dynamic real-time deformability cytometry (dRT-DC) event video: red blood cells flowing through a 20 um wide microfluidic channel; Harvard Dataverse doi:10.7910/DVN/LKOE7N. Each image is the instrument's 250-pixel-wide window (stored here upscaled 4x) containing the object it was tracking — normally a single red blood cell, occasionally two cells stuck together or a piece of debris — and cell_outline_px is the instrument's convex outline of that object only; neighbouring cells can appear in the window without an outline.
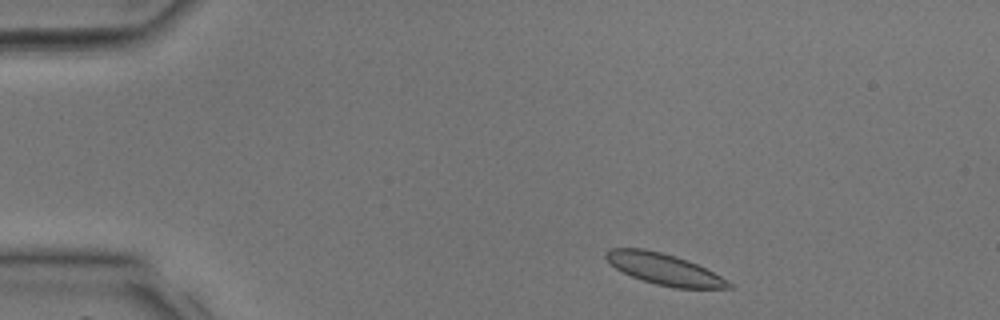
{"species": "common noctule bat (a hibernating species)", "species_latin": "Nyctalus noctula", "temperature_condition": "room temperature", "stored_images_in_passage": 18, "camera_frame_rate_fps": 3000, "um_per_image_px": 0.085, "animal": {"sex": "male", "body_mass_g": 17.9, "forearm_length_mm": 54.2}, "frame": {"image": 1, "passage_image": 2, "time_ms": 0.333, "image_size_px": [1000, 320], "cell_outline_px": [[736, 288], [676, 288], [656, 284], [632, 276], [616, 268], [604, 256], [604, 252], [608, 248], [644, 248], [676, 256], [688, 260], [736, 284]], "centroid_in_image_um": [56.48, 22.87], "position_along_channel_um": 28.5, "area_um2": 22.2}}
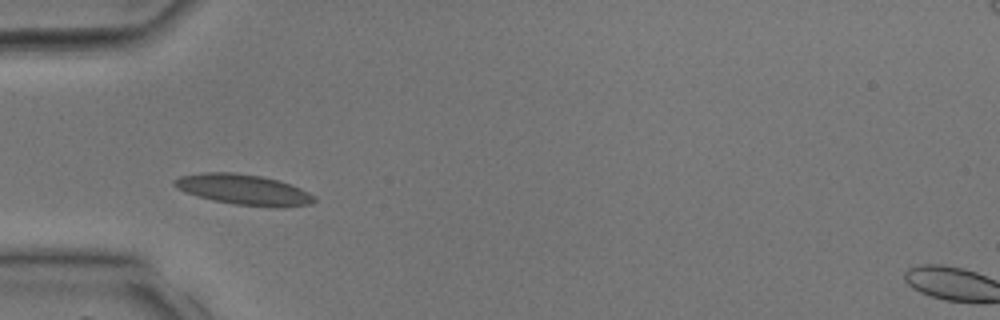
{"frame": {"image": 2, "passage_image": 8, "time_ms": 2.333, "image_size_px": [1000, 320], "cell_outline_px": [[316, 200], [312, 204], [284, 208], [276, 208], [236, 204], [212, 200], [184, 192], [176, 188], [172, 184], [172, 180], [180, 176], [204, 172], [232, 172], [260, 176], [276, 180], [300, 188], [316, 196]], "centroid_in_image_um": [20.7, 16.13], "position_along_channel_um": 64.3, "area_um2": 24.97}}
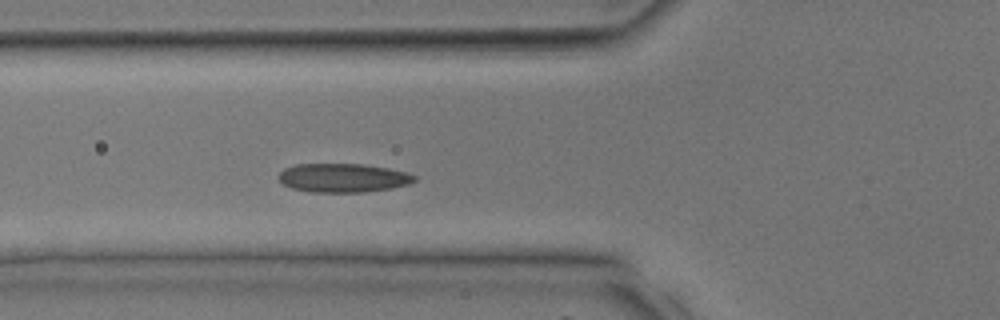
{"frame": {"image": 3, "passage_image": 10, "time_ms": 3.0, "image_size_px": [1000, 320], "cell_outline_px": [[416, 180], [408, 184], [392, 188], [364, 192], [312, 192], [292, 188], [284, 184], [276, 176], [284, 168], [296, 164], [364, 164], [388, 168], [408, 172], [416, 176]], "centroid_in_image_um": [29.16, 15.11], "position_along_channel_um": 96.6, "area_um2": 22.89}}